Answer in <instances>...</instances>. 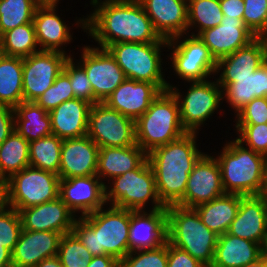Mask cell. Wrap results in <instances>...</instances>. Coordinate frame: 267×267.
I'll list each match as a JSON object with an SVG mask.
<instances>
[{"label": "cell", "mask_w": 267, "mask_h": 267, "mask_svg": "<svg viewBox=\"0 0 267 267\" xmlns=\"http://www.w3.org/2000/svg\"><path fill=\"white\" fill-rule=\"evenodd\" d=\"M90 5L93 13L77 19L76 24L98 42L99 48L120 42H168L154 30L139 0H91Z\"/></svg>", "instance_id": "6da1fadb"}, {"label": "cell", "mask_w": 267, "mask_h": 267, "mask_svg": "<svg viewBox=\"0 0 267 267\" xmlns=\"http://www.w3.org/2000/svg\"><path fill=\"white\" fill-rule=\"evenodd\" d=\"M196 135L186 132L147 154L154 171L158 197L165 207L177 205L183 199L189 174L204 154L198 149Z\"/></svg>", "instance_id": "7a4b0ae2"}, {"label": "cell", "mask_w": 267, "mask_h": 267, "mask_svg": "<svg viewBox=\"0 0 267 267\" xmlns=\"http://www.w3.org/2000/svg\"><path fill=\"white\" fill-rule=\"evenodd\" d=\"M130 210L109 206L76 219L71 232L93 256L121 261L128 253Z\"/></svg>", "instance_id": "3957f363"}, {"label": "cell", "mask_w": 267, "mask_h": 267, "mask_svg": "<svg viewBox=\"0 0 267 267\" xmlns=\"http://www.w3.org/2000/svg\"><path fill=\"white\" fill-rule=\"evenodd\" d=\"M215 157L221 169L225 193L261 195L264 189L267 157L254 152L236 139L223 145Z\"/></svg>", "instance_id": "277c9868"}, {"label": "cell", "mask_w": 267, "mask_h": 267, "mask_svg": "<svg viewBox=\"0 0 267 267\" xmlns=\"http://www.w3.org/2000/svg\"><path fill=\"white\" fill-rule=\"evenodd\" d=\"M177 98L170 90L161 92L147 111L135 121L136 144L148 154L184 135Z\"/></svg>", "instance_id": "5b68a950"}, {"label": "cell", "mask_w": 267, "mask_h": 267, "mask_svg": "<svg viewBox=\"0 0 267 267\" xmlns=\"http://www.w3.org/2000/svg\"><path fill=\"white\" fill-rule=\"evenodd\" d=\"M167 210V241L210 267L218 236L200 219L194 208L171 205Z\"/></svg>", "instance_id": "8992f818"}, {"label": "cell", "mask_w": 267, "mask_h": 267, "mask_svg": "<svg viewBox=\"0 0 267 267\" xmlns=\"http://www.w3.org/2000/svg\"><path fill=\"white\" fill-rule=\"evenodd\" d=\"M105 185V200L110 206L131 211L145 210L147 203H152L151 210L166 208L160 201L155 182V175L148 158L136 169L111 179Z\"/></svg>", "instance_id": "52a82bcc"}, {"label": "cell", "mask_w": 267, "mask_h": 267, "mask_svg": "<svg viewBox=\"0 0 267 267\" xmlns=\"http://www.w3.org/2000/svg\"><path fill=\"white\" fill-rule=\"evenodd\" d=\"M167 46L168 42H120L110 45L107 50L127 79L153 83L163 92L169 90V86L162 72L161 48Z\"/></svg>", "instance_id": "ba28073f"}, {"label": "cell", "mask_w": 267, "mask_h": 267, "mask_svg": "<svg viewBox=\"0 0 267 267\" xmlns=\"http://www.w3.org/2000/svg\"><path fill=\"white\" fill-rule=\"evenodd\" d=\"M59 175L27 166L5 181V205L26 209L59 197Z\"/></svg>", "instance_id": "9c48e42d"}, {"label": "cell", "mask_w": 267, "mask_h": 267, "mask_svg": "<svg viewBox=\"0 0 267 267\" xmlns=\"http://www.w3.org/2000/svg\"><path fill=\"white\" fill-rule=\"evenodd\" d=\"M190 87L183 96L180 90L168 83L169 90L177 98L180 108V118L187 132L199 133L200 127L213 116L223 103L222 88L215 81L203 80L189 82ZM221 102V103H220Z\"/></svg>", "instance_id": "30bf717a"}, {"label": "cell", "mask_w": 267, "mask_h": 267, "mask_svg": "<svg viewBox=\"0 0 267 267\" xmlns=\"http://www.w3.org/2000/svg\"><path fill=\"white\" fill-rule=\"evenodd\" d=\"M167 48L172 51L168 58L172 59L171 65L178 78L194 82L207 80L210 75L214 77L217 61L199 36L178 35L168 40Z\"/></svg>", "instance_id": "8fae6325"}, {"label": "cell", "mask_w": 267, "mask_h": 267, "mask_svg": "<svg viewBox=\"0 0 267 267\" xmlns=\"http://www.w3.org/2000/svg\"><path fill=\"white\" fill-rule=\"evenodd\" d=\"M87 135L99 148L133 146L136 144L135 121L98 102L90 108Z\"/></svg>", "instance_id": "7c38bea8"}, {"label": "cell", "mask_w": 267, "mask_h": 267, "mask_svg": "<svg viewBox=\"0 0 267 267\" xmlns=\"http://www.w3.org/2000/svg\"><path fill=\"white\" fill-rule=\"evenodd\" d=\"M80 61L93 89V104L104 100L126 79L115 58L107 49L82 47Z\"/></svg>", "instance_id": "4fadbf2b"}, {"label": "cell", "mask_w": 267, "mask_h": 267, "mask_svg": "<svg viewBox=\"0 0 267 267\" xmlns=\"http://www.w3.org/2000/svg\"><path fill=\"white\" fill-rule=\"evenodd\" d=\"M72 55L56 51H39L23 58V101H35L63 71Z\"/></svg>", "instance_id": "5bb4252c"}, {"label": "cell", "mask_w": 267, "mask_h": 267, "mask_svg": "<svg viewBox=\"0 0 267 267\" xmlns=\"http://www.w3.org/2000/svg\"><path fill=\"white\" fill-rule=\"evenodd\" d=\"M223 194L219 163L215 156L204 153L193 166L183 199L177 205L194 208Z\"/></svg>", "instance_id": "9a60e30c"}, {"label": "cell", "mask_w": 267, "mask_h": 267, "mask_svg": "<svg viewBox=\"0 0 267 267\" xmlns=\"http://www.w3.org/2000/svg\"><path fill=\"white\" fill-rule=\"evenodd\" d=\"M105 185L97 175L60 179L59 197L75 216L81 212L83 217L107 205Z\"/></svg>", "instance_id": "2e32d148"}, {"label": "cell", "mask_w": 267, "mask_h": 267, "mask_svg": "<svg viewBox=\"0 0 267 267\" xmlns=\"http://www.w3.org/2000/svg\"><path fill=\"white\" fill-rule=\"evenodd\" d=\"M149 212V213H148ZM167 242V210H130L129 253L156 249Z\"/></svg>", "instance_id": "e0dca14e"}, {"label": "cell", "mask_w": 267, "mask_h": 267, "mask_svg": "<svg viewBox=\"0 0 267 267\" xmlns=\"http://www.w3.org/2000/svg\"><path fill=\"white\" fill-rule=\"evenodd\" d=\"M266 61L267 37H256L248 45L217 61L215 74L220 75L216 80L223 89L234 82V77H248Z\"/></svg>", "instance_id": "ac0fdd59"}, {"label": "cell", "mask_w": 267, "mask_h": 267, "mask_svg": "<svg viewBox=\"0 0 267 267\" xmlns=\"http://www.w3.org/2000/svg\"><path fill=\"white\" fill-rule=\"evenodd\" d=\"M198 36L216 61L248 45L257 37L244 20L227 16H223L220 25L206 29Z\"/></svg>", "instance_id": "d6986e66"}, {"label": "cell", "mask_w": 267, "mask_h": 267, "mask_svg": "<svg viewBox=\"0 0 267 267\" xmlns=\"http://www.w3.org/2000/svg\"><path fill=\"white\" fill-rule=\"evenodd\" d=\"M23 230L70 233L76 221L75 214L60 197L19 211Z\"/></svg>", "instance_id": "ffe728a7"}, {"label": "cell", "mask_w": 267, "mask_h": 267, "mask_svg": "<svg viewBox=\"0 0 267 267\" xmlns=\"http://www.w3.org/2000/svg\"><path fill=\"white\" fill-rule=\"evenodd\" d=\"M162 91L153 83L125 79L104 103L136 121Z\"/></svg>", "instance_id": "44dd1931"}, {"label": "cell", "mask_w": 267, "mask_h": 267, "mask_svg": "<svg viewBox=\"0 0 267 267\" xmlns=\"http://www.w3.org/2000/svg\"><path fill=\"white\" fill-rule=\"evenodd\" d=\"M99 149L88 135L64 139L60 154L59 178L96 175Z\"/></svg>", "instance_id": "7402d4cb"}, {"label": "cell", "mask_w": 267, "mask_h": 267, "mask_svg": "<svg viewBox=\"0 0 267 267\" xmlns=\"http://www.w3.org/2000/svg\"><path fill=\"white\" fill-rule=\"evenodd\" d=\"M161 38L187 34L188 0H139Z\"/></svg>", "instance_id": "603a6c76"}, {"label": "cell", "mask_w": 267, "mask_h": 267, "mask_svg": "<svg viewBox=\"0 0 267 267\" xmlns=\"http://www.w3.org/2000/svg\"><path fill=\"white\" fill-rule=\"evenodd\" d=\"M267 232V198L243 196L228 234L262 244Z\"/></svg>", "instance_id": "cb8c5ba5"}, {"label": "cell", "mask_w": 267, "mask_h": 267, "mask_svg": "<svg viewBox=\"0 0 267 267\" xmlns=\"http://www.w3.org/2000/svg\"><path fill=\"white\" fill-rule=\"evenodd\" d=\"M61 234L53 231L22 230L14 251V267H36L42 260L56 256Z\"/></svg>", "instance_id": "d4e9b609"}, {"label": "cell", "mask_w": 267, "mask_h": 267, "mask_svg": "<svg viewBox=\"0 0 267 267\" xmlns=\"http://www.w3.org/2000/svg\"><path fill=\"white\" fill-rule=\"evenodd\" d=\"M57 5H39L34 13L33 24L41 51H56L67 54L63 45L70 44V26L57 15Z\"/></svg>", "instance_id": "484cf974"}, {"label": "cell", "mask_w": 267, "mask_h": 267, "mask_svg": "<svg viewBox=\"0 0 267 267\" xmlns=\"http://www.w3.org/2000/svg\"><path fill=\"white\" fill-rule=\"evenodd\" d=\"M91 106L83 99L73 98L49 111L52 134L62 140L86 136Z\"/></svg>", "instance_id": "4316f807"}, {"label": "cell", "mask_w": 267, "mask_h": 267, "mask_svg": "<svg viewBox=\"0 0 267 267\" xmlns=\"http://www.w3.org/2000/svg\"><path fill=\"white\" fill-rule=\"evenodd\" d=\"M261 257V244L225 233L218 236L210 267H245Z\"/></svg>", "instance_id": "83f0119b"}, {"label": "cell", "mask_w": 267, "mask_h": 267, "mask_svg": "<svg viewBox=\"0 0 267 267\" xmlns=\"http://www.w3.org/2000/svg\"><path fill=\"white\" fill-rule=\"evenodd\" d=\"M146 158L147 154L137 144L128 147H102L98 153L96 175L102 182L104 179L110 181L136 169Z\"/></svg>", "instance_id": "f1b7e54d"}, {"label": "cell", "mask_w": 267, "mask_h": 267, "mask_svg": "<svg viewBox=\"0 0 267 267\" xmlns=\"http://www.w3.org/2000/svg\"><path fill=\"white\" fill-rule=\"evenodd\" d=\"M226 99L236 114L256 97H267V61L248 77H234V82L222 89Z\"/></svg>", "instance_id": "f546056e"}, {"label": "cell", "mask_w": 267, "mask_h": 267, "mask_svg": "<svg viewBox=\"0 0 267 267\" xmlns=\"http://www.w3.org/2000/svg\"><path fill=\"white\" fill-rule=\"evenodd\" d=\"M242 195L225 193L210 202L197 205L201 221L217 235L227 233L230 224L235 219Z\"/></svg>", "instance_id": "4dcf8cb0"}, {"label": "cell", "mask_w": 267, "mask_h": 267, "mask_svg": "<svg viewBox=\"0 0 267 267\" xmlns=\"http://www.w3.org/2000/svg\"><path fill=\"white\" fill-rule=\"evenodd\" d=\"M14 129L28 142L52 134L49 112L35 101H23L14 108Z\"/></svg>", "instance_id": "1f68e13d"}, {"label": "cell", "mask_w": 267, "mask_h": 267, "mask_svg": "<svg viewBox=\"0 0 267 267\" xmlns=\"http://www.w3.org/2000/svg\"><path fill=\"white\" fill-rule=\"evenodd\" d=\"M23 58L0 53V103L15 108L23 102Z\"/></svg>", "instance_id": "d6a6232c"}, {"label": "cell", "mask_w": 267, "mask_h": 267, "mask_svg": "<svg viewBox=\"0 0 267 267\" xmlns=\"http://www.w3.org/2000/svg\"><path fill=\"white\" fill-rule=\"evenodd\" d=\"M30 166L29 142L15 129L0 145V181Z\"/></svg>", "instance_id": "836d02e7"}, {"label": "cell", "mask_w": 267, "mask_h": 267, "mask_svg": "<svg viewBox=\"0 0 267 267\" xmlns=\"http://www.w3.org/2000/svg\"><path fill=\"white\" fill-rule=\"evenodd\" d=\"M38 46L33 22L17 26L0 36V53L6 56L28 57L41 51Z\"/></svg>", "instance_id": "e575fe53"}, {"label": "cell", "mask_w": 267, "mask_h": 267, "mask_svg": "<svg viewBox=\"0 0 267 267\" xmlns=\"http://www.w3.org/2000/svg\"><path fill=\"white\" fill-rule=\"evenodd\" d=\"M62 143L54 134L29 142L30 166L58 174Z\"/></svg>", "instance_id": "d590c367"}, {"label": "cell", "mask_w": 267, "mask_h": 267, "mask_svg": "<svg viewBox=\"0 0 267 267\" xmlns=\"http://www.w3.org/2000/svg\"><path fill=\"white\" fill-rule=\"evenodd\" d=\"M223 16L219 0H188L187 33L195 27L198 33L191 32V35L198 36L202 31L220 25Z\"/></svg>", "instance_id": "8d00e7d4"}, {"label": "cell", "mask_w": 267, "mask_h": 267, "mask_svg": "<svg viewBox=\"0 0 267 267\" xmlns=\"http://www.w3.org/2000/svg\"><path fill=\"white\" fill-rule=\"evenodd\" d=\"M37 0H0V36L17 26L33 22Z\"/></svg>", "instance_id": "74e56055"}, {"label": "cell", "mask_w": 267, "mask_h": 267, "mask_svg": "<svg viewBox=\"0 0 267 267\" xmlns=\"http://www.w3.org/2000/svg\"><path fill=\"white\" fill-rule=\"evenodd\" d=\"M57 256L63 267H88L93 258L72 232L61 236Z\"/></svg>", "instance_id": "f35d334b"}, {"label": "cell", "mask_w": 267, "mask_h": 267, "mask_svg": "<svg viewBox=\"0 0 267 267\" xmlns=\"http://www.w3.org/2000/svg\"><path fill=\"white\" fill-rule=\"evenodd\" d=\"M75 98L69 76L62 71L42 95L35 102L46 111L59 106L62 102Z\"/></svg>", "instance_id": "ab89813d"}, {"label": "cell", "mask_w": 267, "mask_h": 267, "mask_svg": "<svg viewBox=\"0 0 267 267\" xmlns=\"http://www.w3.org/2000/svg\"><path fill=\"white\" fill-rule=\"evenodd\" d=\"M22 230L19 212L4 205L0 209V244L12 253Z\"/></svg>", "instance_id": "60d3db41"}, {"label": "cell", "mask_w": 267, "mask_h": 267, "mask_svg": "<svg viewBox=\"0 0 267 267\" xmlns=\"http://www.w3.org/2000/svg\"><path fill=\"white\" fill-rule=\"evenodd\" d=\"M236 140L254 152L267 157V123L236 124Z\"/></svg>", "instance_id": "b9f144b4"}, {"label": "cell", "mask_w": 267, "mask_h": 267, "mask_svg": "<svg viewBox=\"0 0 267 267\" xmlns=\"http://www.w3.org/2000/svg\"><path fill=\"white\" fill-rule=\"evenodd\" d=\"M167 242L156 249L128 253L120 267H167Z\"/></svg>", "instance_id": "7bdbcfd3"}, {"label": "cell", "mask_w": 267, "mask_h": 267, "mask_svg": "<svg viewBox=\"0 0 267 267\" xmlns=\"http://www.w3.org/2000/svg\"><path fill=\"white\" fill-rule=\"evenodd\" d=\"M243 20L257 37H267V0H243Z\"/></svg>", "instance_id": "ee69618b"}, {"label": "cell", "mask_w": 267, "mask_h": 267, "mask_svg": "<svg viewBox=\"0 0 267 267\" xmlns=\"http://www.w3.org/2000/svg\"><path fill=\"white\" fill-rule=\"evenodd\" d=\"M69 57L65 62L63 71L69 76L75 98L83 99L93 105V89L85 70ZM76 63V64H75Z\"/></svg>", "instance_id": "f6af8a7d"}, {"label": "cell", "mask_w": 267, "mask_h": 267, "mask_svg": "<svg viewBox=\"0 0 267 267\" xmlns=\"http://www.w3.org/2000/svg\"><path fill=\"white\" fill-rule=\"evenodd\" d=\"M235 124L267 123V97H256L236 114Z\"/></svg>", "instance_id": "bcb514c9"}, {"label": "cell", "mask_w": 267, "mask_h": 267, "mask_svg": "<svg viewBox=\"0 0 267 267\" xmlns=\"http://www.w3.org/2000/svg\"><path fill=\"white\" fill-rule=\"evenodd\" d=\"M167 267H205L185 250L167 241Z\"/></svg>", "instance_id": "7dc6e473"}, {"label": "cell", "mask_w": 267, "mask_h": 267, "mask_svg": "<svg viewBox=\"0 0 267 267\" xmlns=\"http://www.w3.org/2000/svg\"><path fill=\"white\" fill-rule=\"evenodd\" d=\"M14 130V108L0 103V145Z\"/></svg>", "instance_id": "c3c4849f"}, {"label": "cell", "mask_w": 267, "mask_h": 267, "mask_svg": "<svg viewBox=\"0 0 267 267\" xmlns=\"http://www.w3.org/2000/svg\"><path fill=\"white\" fill-rule=\"evenodd\" d=\"M224 16L239 18L243 20L244 1L243 0H219Z\"/></svg>", "instance_id": "681fc988"}, {"label": "cell", "mask_w": 267, "mask_h": 267, "mask_svg": "<svg viewBox=\"0 0 267 267\" xmlns=\"http://www.w3.org/2000/svg\"><path fill=\"white\" fill-rule=\"evenodd\" d=\"M88 267H120V261L108 254L93 256Z\"/></svg>", "instance_id": "f907efd6"}, {"label": "cell", "mask_w": 267, "mask_h": 267, "mask_svg": "<svg viewBox=\"0 0 267 267\" xmlns=\"http://www.w3.org/2000/svg\"><path fill=\"white\" fill-rule=\"evenodd\" d=\"M12 266V253L0 244V267Z\"/></svg>", "instance_id": "816d5d0a"}, {"label": "cell", "mask_w": 267, "mask_h": 267, "mask_svg": "<svg viewBox=\"0 0 267 267\" xmlns=\"http://www.w3.org/2000/svg\"><path fill=\"white\" fill-rule=\"evenodd\" d=\"M36 267H63L58 256H53L42 260Z\"/></svg>", "instance_id": "f5cc1de1"}, {"label": "cell", "mask_w": 267, "mask_h": 267, "mask_svg": "<svg viewBox=\"0 0 267 267\" xmlns=\"http://www.w3.org/2000/svg\"><path fill=\"white\" fill-rule=\"evenodd\" d=\"M245 267H267V259H264L262 256L257 260L251 262Z\"/></svg>", "instance_id": "db71d44e"}, {"label": "cell", "mask_w": 267, "mask_h": 267, "mask_svg": "<svg viewBox=\"0 0 267 267\" xmlns=\"http://www.w3.org/2000/svg\"><path fill=\"white\" fill-rule=\"evenodd\" d=\"M5 205V182L0 181V209Z\"/></svg>", "instance_id": "11a10c76"}, {"label": "cell", "mask_w": 267, "mask_h": 267, "mask_svg": "<svg viewBox=\"0 0 267 267\" xmlns=\"http://www.w3.org/2000/svg\"><path fill=\"white\" fill-rule=\"evenodd\" d=\"M261 256L264 259H267V232H266V235L264 236L263 242L261 244Z\"/></svg>", "instance_id": "9f6ffc18"}, {"label": "cell", "mask_w": 267, "mask_h": 267, "mask_svg": "<svg viewBox=\"0 0 267 267\" xmlns=\"http://www.w3.org/2000/svg\"><path fill=\"white\" fill-rule=\"evenodd\" d=\"M39 5H58L60 0H37Z\"/></svg>", "instance_id": "6f0895ef"}, {"label": "cell", "mask_w": 267, "mask_h": 267, "mask_svg": "<svg viewBox=\"0 0 267 267\" xmlns=\"http://www.w3.org/2000/svg\"><path fill=\"white\" fill-rule=\"evenodd\" d=\"M261 195L267 198V165H266L264 189Z\"/></svg>", "instance_id": "680465c9"}]
</instances>
